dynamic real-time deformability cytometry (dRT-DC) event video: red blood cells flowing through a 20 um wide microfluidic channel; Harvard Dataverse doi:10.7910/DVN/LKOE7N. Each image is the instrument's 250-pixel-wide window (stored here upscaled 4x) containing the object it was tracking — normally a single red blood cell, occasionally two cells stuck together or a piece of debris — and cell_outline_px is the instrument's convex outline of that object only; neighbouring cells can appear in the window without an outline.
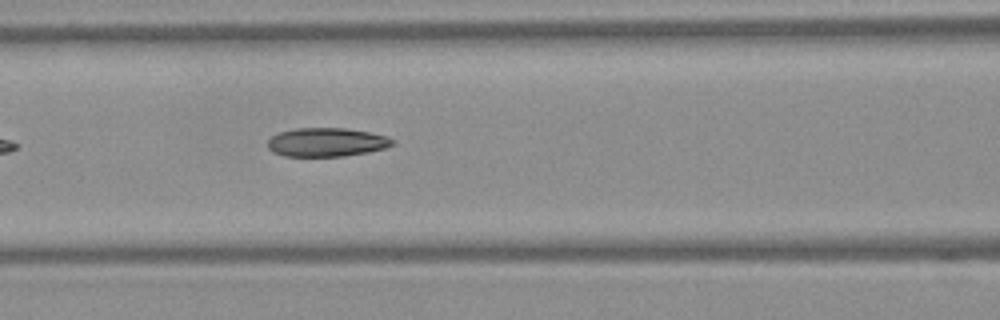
{"species": "Egyptian fruit bat (a non-hibernating species)", "species_latin": "Rousettus aegyptiacus", "temperature_condition": "warm", "stored_images_in_passage": 6, "camera_frame_rate_fps": 3000, "um_per_image_px": 0.085, "frame": {"image": 1, "passage_image": 6, "time_ms": 1.667, "image_size_px": [1000, 320], "cell_outline_px": [[396, 144], [384, 148], [368, 152], [344, 156], [284, 156], [272, 152], [268, 148], [268, 140], [272, 136], [280, 132], [296, 128], [344, 128], [368, 132], [384, 136], [396, 140]], "centroid_in_image_um": [27.76, 12.09], "position_along_channel_um": 138.8, "area_um2": 20.87}}